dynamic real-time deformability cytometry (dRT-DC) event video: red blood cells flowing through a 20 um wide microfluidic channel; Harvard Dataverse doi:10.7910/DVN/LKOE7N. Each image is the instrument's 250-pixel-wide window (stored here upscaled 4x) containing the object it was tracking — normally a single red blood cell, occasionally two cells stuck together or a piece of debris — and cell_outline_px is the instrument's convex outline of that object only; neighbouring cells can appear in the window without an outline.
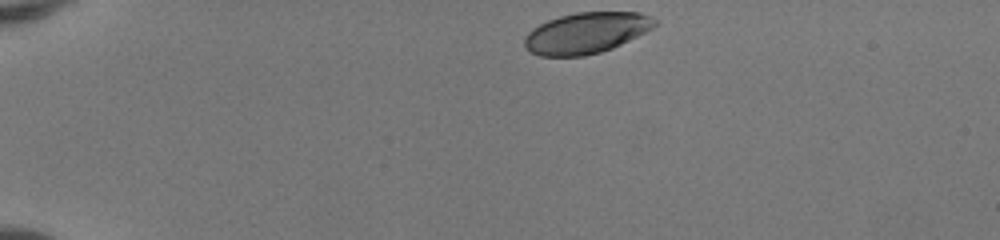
{"species": "human", "species_latin": "Homo sapiens", "temperature_condition": "room temperature", "stored_images_in_passage": 41, "camera_frame_rate_fps": 3000, "um_per_image_px": 0.085, "donor": {"sex": "female"}, "frame": {"image": 1, "passage_image": 1, "time_ms": 0.0, "image_size_px": [1000, 240], "cell_outline_px": [[656, 24], [652, 28], [612, 48], [600, 52], [584, 56], [540, 56], [524, 48], [524, 36], [532, 28], [548, 20], [560, 16], [576, 12], [640, 12], [656, 20]], "centroid_in_image_um": [49.78, 2.8], "position_along_channel_um": 35.2, "area_um2": 30.92}}
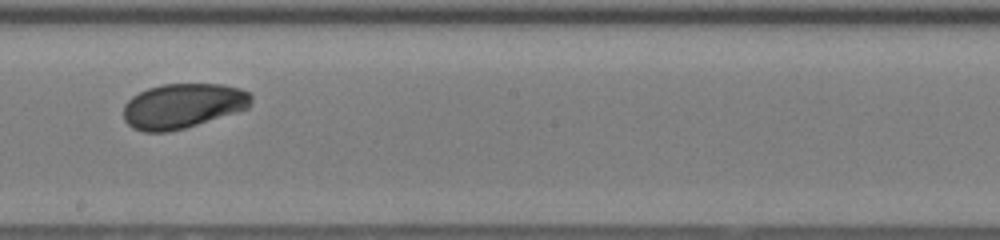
{"frame": {"image": 2, "passage_image": 21, "time_ms": 6.667, "image_size_px": [1000, 240], "cell_outline_px": [[252, 100], [248, 108], [236, 112], [184, 128], [168, 132], [144, 132], [132, 128], [124, 120], [124, 104], [132, 96], [148, 88], [164, 84], [224, 84], [240, 88], [252, 92]], "centroid_in_image_um": [15.54, 8.99], "position_along_channel_um": 232.7, "area_um2": 33.47}}
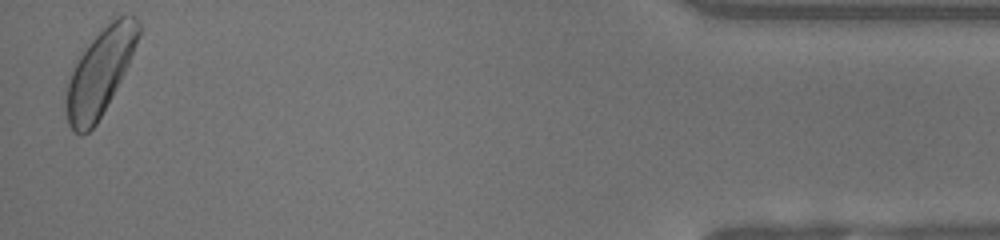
{"frame": {"image": 3, "passage_image": 40, "time_ms": 13.0, "image_size_px": [1000, 240], "cell_outline_px": [[140, 32], [128, 64], [120, 80], [96, 124], [88, 132], [80, 136], [72, 132], [68, 124], [64, 108], [64, 100], [68, 84], [72, 72], [80, 56], [88, 44], [112, 16], [136, 16], [140, 20]], "centroid_in_image_um": [8.47, 6.15], "position_along_channel_um": 426.7, "area_um2": 35.95}, "authors_computed_cell_mechanics": {"area_um2": 33.4662, "velocity_mm_per_s": 4.1381, "shape_relaxation_time_tau1_ms": 1.7941, "shape_relaxation_time_tau2_ms": null, "deformation_change_tau1": 0.0787, "deformation_change_tau2": null}}